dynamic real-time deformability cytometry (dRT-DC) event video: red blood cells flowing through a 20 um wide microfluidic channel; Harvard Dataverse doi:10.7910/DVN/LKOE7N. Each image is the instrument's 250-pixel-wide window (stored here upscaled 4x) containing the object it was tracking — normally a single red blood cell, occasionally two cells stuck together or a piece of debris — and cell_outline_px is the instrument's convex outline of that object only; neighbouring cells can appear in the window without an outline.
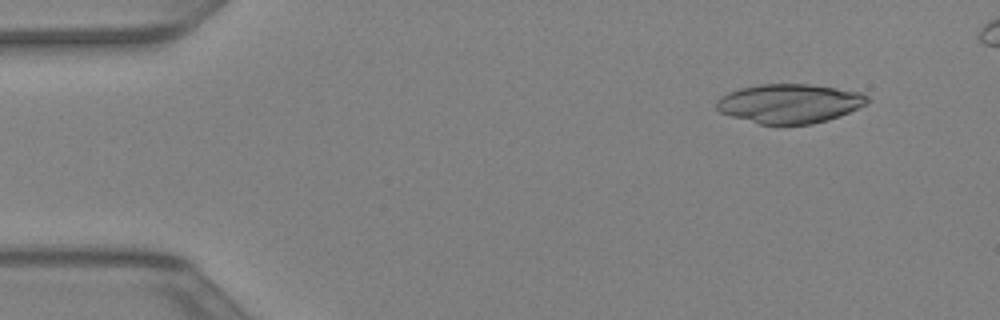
{"species": "Egyptian fruit bat (a non-hibernating species)", "species_latin": "Rousettus aegyptiacus", "temperature_condition": "warm", "stored_images_in_passage": 41, "camera_frame_rate_fps": 3000, "um_per_image_px": 0.085, "animal": {"sex": "female"}, "frame": {"image": 1, "passage_image": 4, "time_ms": 1.0, "image_size_px": [1000, 320], "cell_outline_px": [[868, 104], [828, 120], [812, 124], [760, 124], [732, 116], [720, 112], [716, 108], [716, 100], [720, 96], [728, 92], [740, 88], [760, 84], [808, 84], [836, 88], [860, 92], [868, 96]], "centroid_in_image_um": [67.1, 8.79], "position_along_channel_um": 17.9, "area_um2": 34.33}}